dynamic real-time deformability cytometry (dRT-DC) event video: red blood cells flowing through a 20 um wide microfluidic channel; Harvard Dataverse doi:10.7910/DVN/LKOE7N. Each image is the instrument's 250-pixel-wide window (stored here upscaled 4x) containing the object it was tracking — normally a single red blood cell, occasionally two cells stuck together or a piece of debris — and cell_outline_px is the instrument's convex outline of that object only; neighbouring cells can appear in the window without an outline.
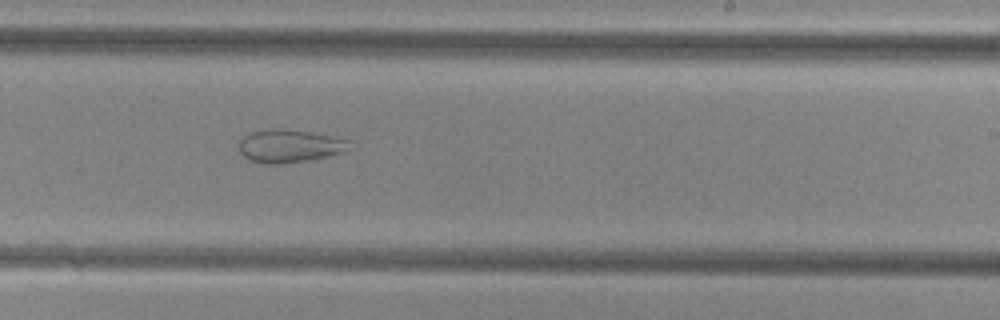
{"species": "common noctule bat (a hibernating species)", "species_latin": "Nyctalus noctula", "temperature_condition": "cold", "stored_images_in_passage": 55, "camera_frame_rate_fps": 3000, "um_per_image_px": 0.085, "animal": {"sex": "female", "body_mass_g": 29.2, "forearm_length_mm": 56.3}, "frame": {"image": 1, "passage_image": 34, "time_ms": 11.0, "image_size_px": [1000, 320], "cell_outline_px": [[348, 140], [344, 152], [312, 160], [280, 164], [268, 164], [248, 160], [240, 152], [240, 136], [248, 132], [268, 128], [280, 128], [312, 132], [332, 136]], "centroid_in_image_um": [24.52, 12.4], "position_along_channel_um": 264.5, "area_um2": 21.39}}
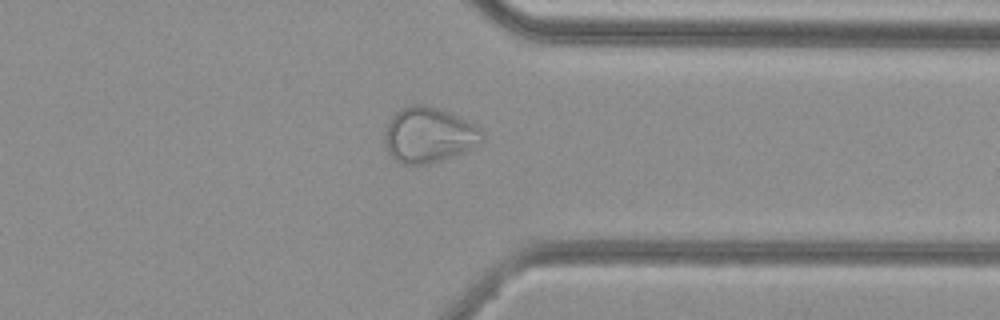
{"frame": {"image": 2, "passage_image": 43, "time_ms": 14.0, "image_size_px": [1000, 320], "cell_outline_px": [[484, 140], [480, 144], [464, 152], [428, 164], [400, 164], [388, 152], [384, 140], [384, 132], [392, 116], [396, 112], [412, 104], [424, 104], [440, 108], [476, 124], [484, 132]], "centroid_in_image_um": [36.47, 11.47], "position_along_channel_um": 374.9, "area_um2": 31.62}}
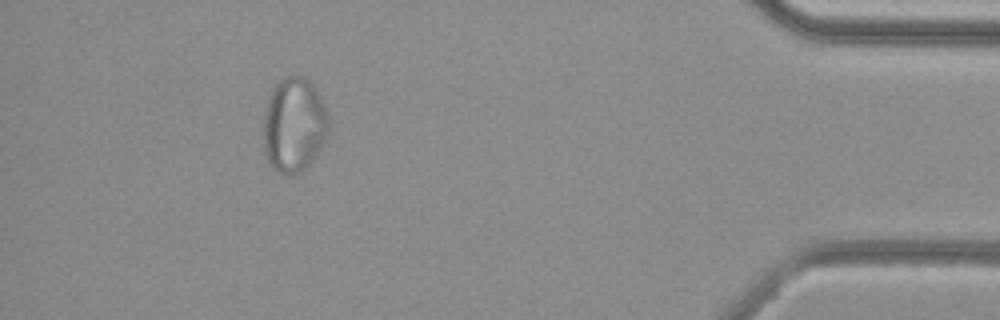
{"frame": {"image": 3, "passage_image": 50, "time_ms": 16.333, "image_size_px": [1000, 320], "cell_outline_px": [[332, 124], [328, 136], [312, 160], [300, 172], [280, 172], [272, 168], [268, 164], [264, 152], [264, 108], [272, 88], [284, 76], [292, 72], [296, 72], [304, 76], [320, 92], [328, 112]], "centroid_in_image_um": [25.02, 10.52], "position_along_channel_um": 410.2, "area_um2": 36.88}}